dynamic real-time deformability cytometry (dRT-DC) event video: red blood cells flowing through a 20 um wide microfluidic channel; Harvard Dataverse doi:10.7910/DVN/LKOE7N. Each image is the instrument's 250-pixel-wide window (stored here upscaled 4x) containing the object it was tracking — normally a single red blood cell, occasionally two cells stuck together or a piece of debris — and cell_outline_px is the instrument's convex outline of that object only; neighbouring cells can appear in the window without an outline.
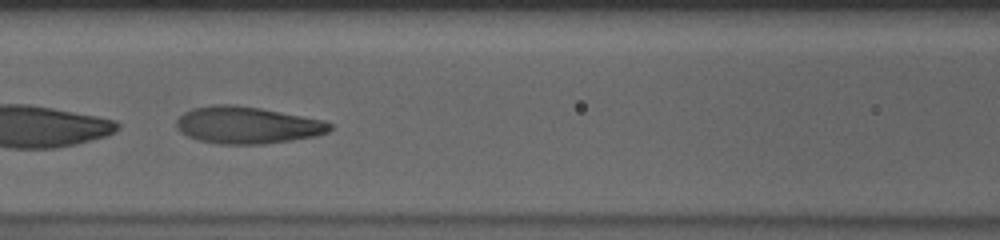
{"species": "human", "species_latin": "Homo sapiens", "temperature_condition": "cold", "stored_images_in_passage": 30, "segment_of_instrument_passage": [2, 2], "camera_frame_rate_fps": 3000, "um_per_image_px": 0.085, "donor": {"sex": "male"}, "frame": {"image": 1, "passage_image": 21, "time_ms": 6.667, "image_size_px": [1000, 240], "cell_outline_px": [[332, 128], [328, 132], [316, 136], [292, 140], [264, 144], [216, 144], [196, 140], [180, 132], [176, 128], [176, 120], [184, 112], [192, 108], [212, 104], [232, 104], [260, 108], [324, 120], [332, 124]], "centroid_in_image_um": [20.98, 10.64], "position_along_channel_um": 145.6, "area_um2": 33.35}}